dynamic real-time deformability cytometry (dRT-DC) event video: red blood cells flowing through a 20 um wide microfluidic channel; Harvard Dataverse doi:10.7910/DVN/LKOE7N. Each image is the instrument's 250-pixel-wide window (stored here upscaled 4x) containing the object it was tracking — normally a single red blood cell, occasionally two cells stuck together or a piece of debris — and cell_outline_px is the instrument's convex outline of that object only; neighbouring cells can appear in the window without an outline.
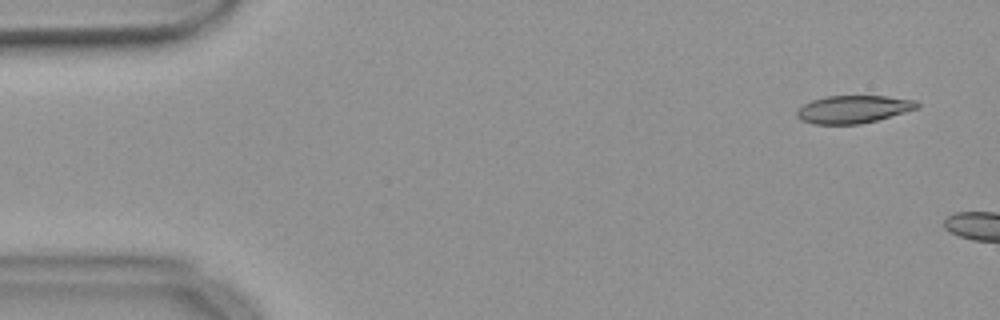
{"species": "common noctule bat (a hibernating species)", "species_latin": "Nyctalus noctula", "temperature_condition": "warm", "stored_images_in_passage": 7, "camera_frame_rate_fps": 3000, "um_per_image_px": 0.085, "animal": {"sex": "female", "body_mass_g": 18.4}, "frame": {"image": 1, "passage_image": 3, "time_ms": 0.667, "image_size_px": [1000, 320], "cell_outline_px": [[920, 108], [876, 120], [860, 124], [816, 124], [800, 120], [796, 116], [796, 112], [804, 104], [812, 100], [828, 96], [884, 96], [916, 100], [920, 104]], "centroid_in_image_um": [72.55, 9.29], "position_along_channel_um": 12.4, "area_um2": 19.36}}